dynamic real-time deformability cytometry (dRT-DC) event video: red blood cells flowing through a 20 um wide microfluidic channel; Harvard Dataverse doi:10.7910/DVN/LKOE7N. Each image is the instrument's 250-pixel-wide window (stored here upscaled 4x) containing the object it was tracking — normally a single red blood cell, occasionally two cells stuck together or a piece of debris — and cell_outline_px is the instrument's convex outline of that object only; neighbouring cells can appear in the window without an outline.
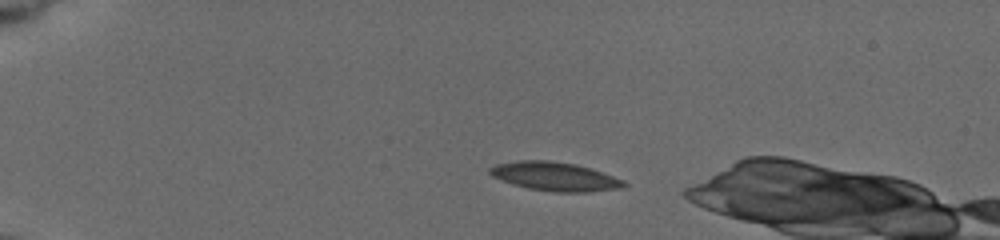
{"species": "common noctule bat (a hibernating species)", "species_latin": "Nyctalus noctula", "temperature_condition": "cold", "stored_images_in_passage": 4, "camera_frame_rate_fps": 3000, "um_per_image_px": 0.085, "animal": {"sex": "female", "body_mass_g": 19.5, "forearm_length_mm": 54.1}, "frame": {"image": 1, "passage_image": 1, "time_ms": 0.0, "image_size_px": [1000, 240], "cell_outline_px": [[628, 184], [624, 188], [588, 192], [552, 192], [528, 188], [512, 184], [492, 176], [488, 172], [488, 168], [496, 164], [516, 160], [548, 160], [576, 164], [624, 180]], "centroid_in_image_um": [47.14, 15.0], "position_along_channel_um": 37.9, "area_um2": 22.54}}